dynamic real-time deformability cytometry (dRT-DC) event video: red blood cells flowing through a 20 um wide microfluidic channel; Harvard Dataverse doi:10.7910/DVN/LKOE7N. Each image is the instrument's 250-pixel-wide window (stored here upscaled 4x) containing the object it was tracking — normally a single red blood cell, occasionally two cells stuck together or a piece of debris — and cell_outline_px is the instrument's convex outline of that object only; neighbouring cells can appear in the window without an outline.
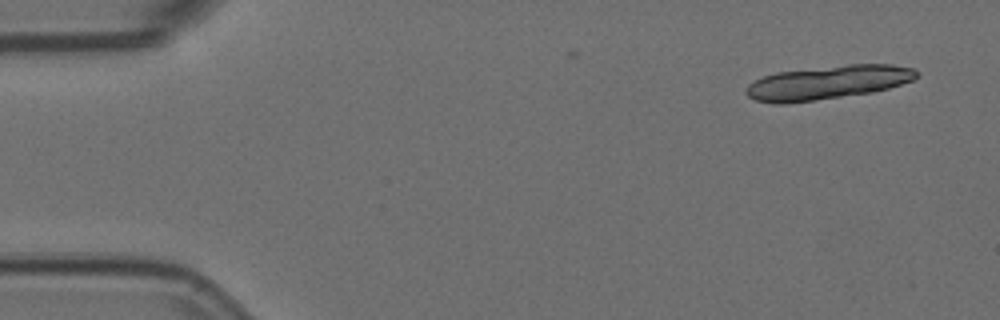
{"species": "Egyptian fruit bat (a non-hibernating species)", "species_latin": "Rousettus aegyptiacus", "temperature_condition": "room temperature", "stored_images_in_passage": 6, "segment_of_instrument_passage": [1, 2], "camera_frame_rate_fps": 3000, "um_per_image_px": 0.085, "animal": {"sex": "female"}, "frame": {"image": 1, "passage_image": 1, "time_ms": 0.0, "image_size_px": [1000, 320], "cell_outline_px": [[920, 72], [912, 80], [888, 88], [872, 92], [784, 104], [776, 104], [756, 100], [748, 96], [744, 92], [744, 88], [748, 84], [764, 76], [776, 72], [848, 64], [892, 64], [912, 68]], "centroid_in_image_um": [70.33, 7.0], "position_along_channel_um": 14.7, "area_um2": 33.35}}